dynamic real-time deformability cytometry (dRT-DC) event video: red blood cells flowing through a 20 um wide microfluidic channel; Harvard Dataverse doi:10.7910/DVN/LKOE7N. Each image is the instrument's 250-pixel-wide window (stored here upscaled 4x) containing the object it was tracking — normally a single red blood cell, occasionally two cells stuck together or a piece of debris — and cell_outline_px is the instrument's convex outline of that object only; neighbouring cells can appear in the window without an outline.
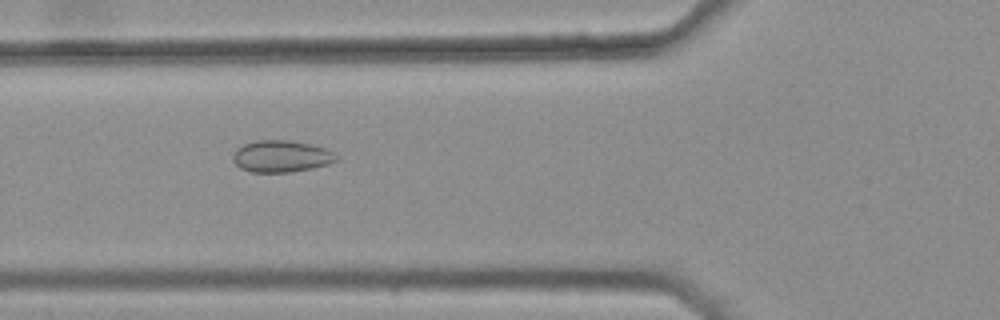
{"species": "common noctule bat (a hibernating species)", "species_latin": "Nyctalus noctula", "temperature_condition": "warm", "stored_images_in_passage": 36, "camera_frame_rate_fps": 3000, "um_per_image_px": 0.085, "animal": {"sex": "female", "body_mass_g": 25.1}, "frame": {"image": 1, "passage_image": 8, "time_ms": 2.333, "image_size_px": [1000, 320], "cell_outline_px": [[340, 160], [328, 164], [312, 168], [292, 172], [252, 172], [240, 168], [232, 160], [232, 156], [236, 148], [244, 144], [256, 140], [292, 140], [324, 148], [336, 152], [340, 156]], "centroid_in_image_um": [23.94, 13.28], "position_along_channel_um": 101.9, "area_um2": 19.42}}
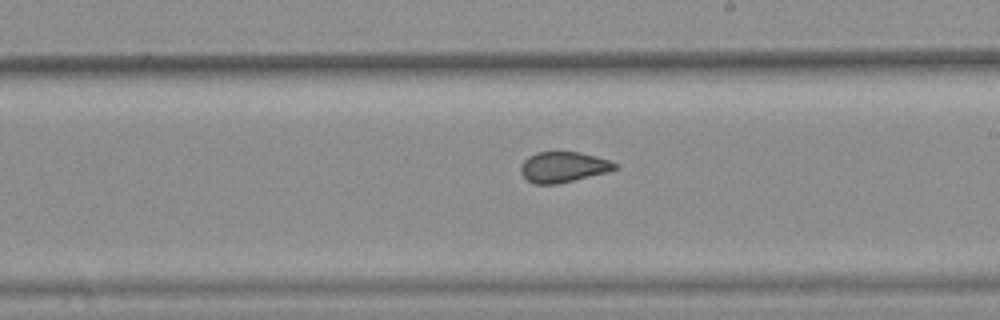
{"frame": {"image": 2, "passage_image": 19, "time_ms": 6.0, "image_size_px": [1000, 320], "cell_outline_px": [[620, 168], [608, 172], [556, 184], [532, 184], [520, 172], [520, 164], [528, 156], [536, 152], [580, 152], [596, 156], [620, 164]], "centroid_in_image_um": [47.9, 14.19], "position_along_channel_um": 241.1, "area_um2": 16.94}}
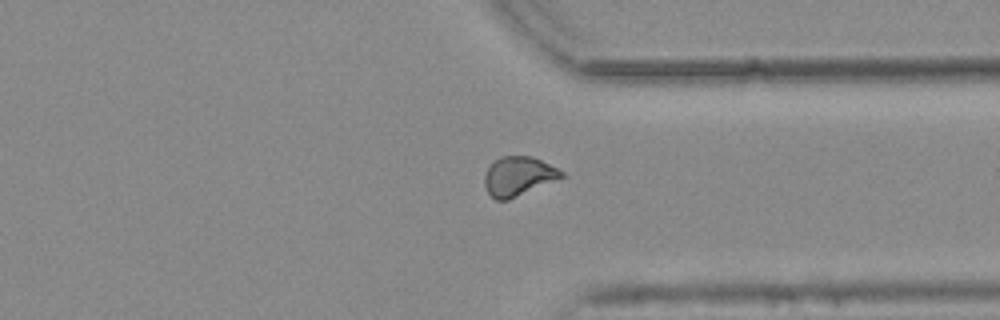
{"frame": {"image": 3, "passage_image": 29, "time_ms": 9.333, "image_size_px": [1000, 320], "cell_outline_px": [[564, 176], [508, 200], [496, 200], [488, 192], [484, 184], [484, 176], [488, 168], [500, 156], [532, 156], [564, 172]], "centroid_in_image_um": [44.03, 14.97], "position_along_channel_um": 367.4, "area_um2": 17.17}, "authors_computed_cell_mechanics": {"area_um2": 17.3978, "velocity_mm_per_s": 3.8004, "shape_relaxation_time_tau1_ms": null, "shape_relaxation_time_tau2_ms": 1.1437, "deformation_change_tau1": null, "deformation_change_tau2": 0.0667}}